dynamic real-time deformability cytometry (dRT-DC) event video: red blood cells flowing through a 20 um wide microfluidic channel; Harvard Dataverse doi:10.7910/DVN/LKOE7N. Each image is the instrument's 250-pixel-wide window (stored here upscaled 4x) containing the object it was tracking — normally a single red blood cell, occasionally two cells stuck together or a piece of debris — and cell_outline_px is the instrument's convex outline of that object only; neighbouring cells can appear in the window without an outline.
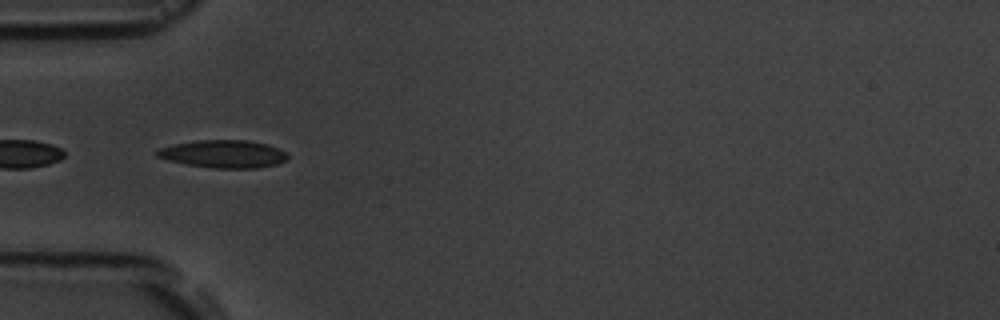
{"species": "common noctule bat (a hibernating species)", "species_latin": "Nyctalus noctula", "temperature_condition": "room temperature", "stored_images_in_passage": 15, "camera_frame_rate_fps": 3000, "um_per_image_px": 0.085, "animal": {"sex": "male", "body_mass_g": 19.5, "forearm_length_mm": 54.6}, "frame": {"image": 1, "passage_image": 5, "time_ms": 5.667, "image_size_px": [1000, 320], "cell_outline_px": [[288, 160], [276, 164], [256, 168], [212, 168], [184, 164], [168, 160], [156, 156], [156, 152], [160, 148], [176, 144], [196, 140], [244, 140], [268, 144], [288, 152]], "centroid_in_image_um": [19.03, 13.09], "position_along_channel_um": 66.0, "area_um2": 21.15}}
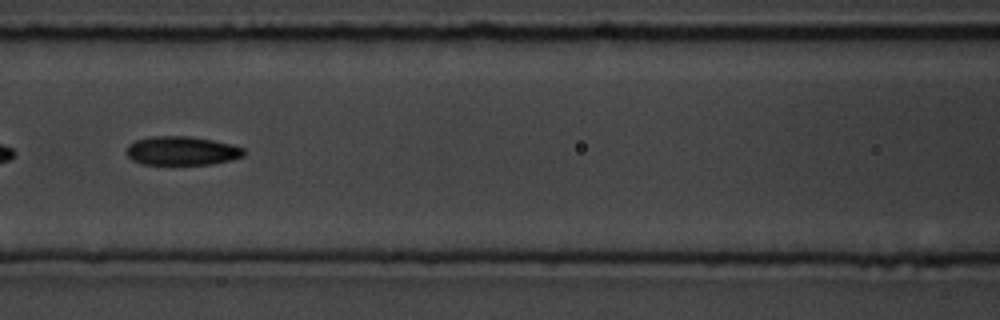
{"frame": {"image": 2, "passage_image": 7, "time_ms": 8.0, "image_size_px": [1000, 320], "cell_outline_px": [[244, 156], [232, 160], [212, 164], [144, 164], [132, 160], [128, 156], [128, 144], [136, 140], [152, 136], [188, 136], [212, 140], [232, 144], [244, 148]], "centroid_in_image_um": [15.49, 12.81], "position_along_channel_um": 151.1, "area_um2": 19.65}}
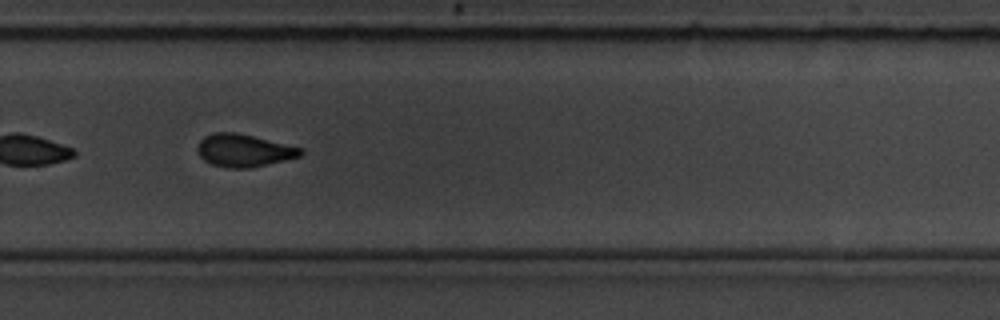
{"frame": {"image": 3, "passage_image": 11, "time_ms": 12.333, "image_size_px": [1000, 320], "cell_outline_px": [[304, 152], [300, 156], [252, 168], [228, 168], [212, 164], [204, 160], [200, 156], [196, 148], [200, 140], [204, 136], [212, 132], [236, 132], [304, 148]], "centroid_in_image_um": [20.72, 12.78], "position_along_channel_um": 309.1, "area_um2": 19.71}, "authors_computed_cell_mechanics": {"area_um2": 20.23, "velocity_mm_per_s": 3.6701, "shape_relaxation_time_tau1_ms": 2.7043, "shape_relaxation_time_tau2_ms": 2.0904, "deformation_change_tau1": 0.1363, "deformation_change_tau2": 0.0862}}